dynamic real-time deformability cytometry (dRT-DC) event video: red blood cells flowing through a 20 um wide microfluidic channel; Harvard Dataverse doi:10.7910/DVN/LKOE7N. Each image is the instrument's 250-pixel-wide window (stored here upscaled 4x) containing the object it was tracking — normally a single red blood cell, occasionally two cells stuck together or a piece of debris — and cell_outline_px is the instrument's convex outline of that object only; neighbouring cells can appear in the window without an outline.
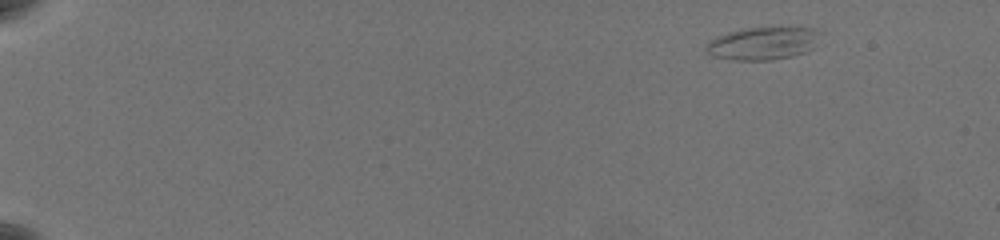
{"species": "common noctule bat (a hibernating species)", "species_latin": "Nyctalus noctula", "temperature_condition": "warm", "stored_images_in_passage": 56, "camera_frame_rate_fps": 3000, "um_per_image_px": 0.085, "animal": {"sex": "female", "body_mass_g": 19.5, "forearm_length_mm": 54.1}, "frame": {"image": 1, "passage_image": 1, "time_ms": 0.0, "image_size_px": [1000, 240], "cell_outline_px": [[824, 32], [812, 48], [804, 52], [792, 56], [772, 60], [736, 60], [712, 56], [704, 48], [704, 44], [708, 40], [716, 36], [728, 32], [748, 28], [816, 28]], "centroid_in_image_um": [64.84, 3.68], "position_along_channel_um": 20.2, "area_um2": 21.91}}
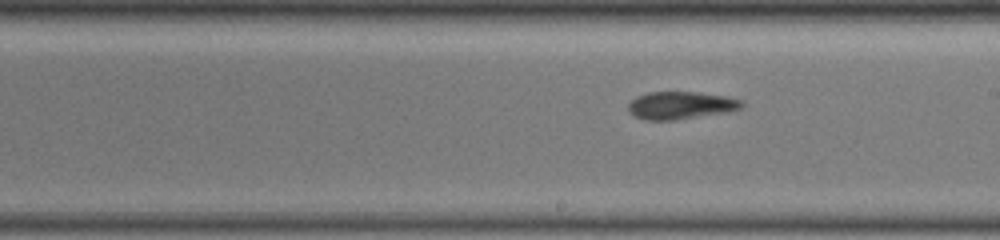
{"frame": {"image": 2, "passage_image": 33, "time_ms": 10.667, "image_size_px": [1000, 240], "cell_outline_px": [[744, 104], [740, 108], [728, 112], [676, 120], [648, 120], [636, 116], [628, 112], [628, 104], [636, 96], [648, 92], [696, 92], [728, 96], [744, 100]], "centroid_in_image_um": [57.89, 8.95], "position_along_channel_um": 231.1, "area_um2": 18.38}}
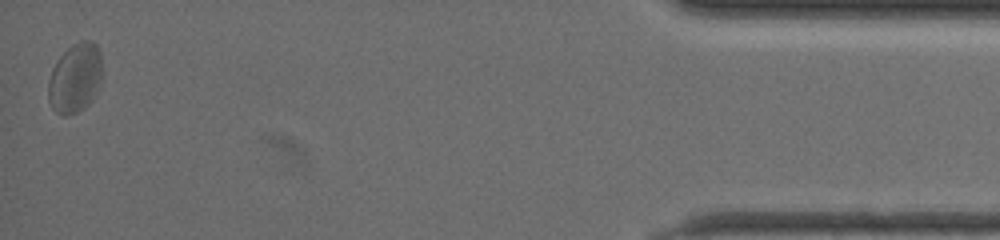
{"frame": {"image": 3, "passage_image": 56, "time_ms": 18.333, "image_size_px": [1000, 240], "cell_outline_px": [[100, 80], [96, 92], [92, 100], [84, 108], [68, 116], [64, 116], [56, 112], [52, 108], [48, 100], [48, 80], [52, 68], [56, 60], [72, 44], [80, 40], [92, 40], [96, 44], [100, 52]], "centroid_in_image_um": [6.35, 6.63], "position_along_channel_um": 428.8, "area_um2": 21.85}, "authors_computed_cell_mechanics": {"area_um2": 19.2185, "velocity_mm_per_s": 3.5131, "shape_relaxation_time_tau1_ms": 6.7165, "shape_relaxation_time_tau2_ms": 2.492, "deformation_change_tau1": 0.1491, "deformation_change_tau2": 0.0977}}